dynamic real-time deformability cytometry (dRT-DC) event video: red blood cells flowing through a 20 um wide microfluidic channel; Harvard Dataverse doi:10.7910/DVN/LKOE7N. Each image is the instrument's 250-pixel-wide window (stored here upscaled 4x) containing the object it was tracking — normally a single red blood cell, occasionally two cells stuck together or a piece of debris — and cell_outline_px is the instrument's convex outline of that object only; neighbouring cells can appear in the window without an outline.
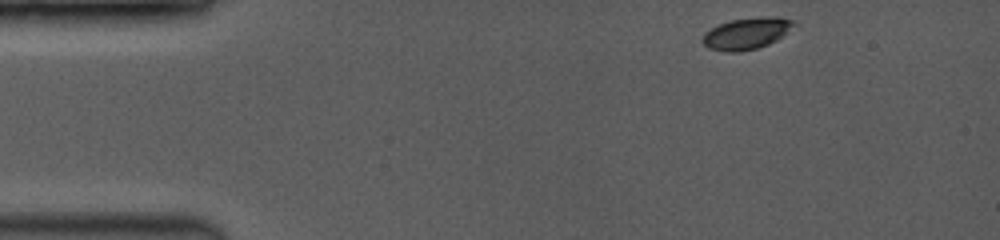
{"species": "common noctule bat (a hibernating species)", "species_latin": "Nyctalus noctula", "temperature_condition": "room temperature", "stored_images_in_passage": 41, "camera_frame_rate_fps": 3500, "um_per_image_px": 0.085, "animal": {"sex": "female", "body_mass_g": 19.0, "forearm_length_mm": 53.3}, "frame": {"image": 1, "passage_image": 1, "time_ms": 0.0, "image_size_px": [1000, 240], "cell_outline_px": [[796, 24], [784, 36], [768, 44], [756, 48], [740, 52], [724, 52], [708, 48], [700, 40], [704, 32], [720, 24], [732, 20], [776, 16], [780, 16], [792, 20]], "centroid_in_image_um": [63.45, 2.86], "position_along_channel_um": 21.5, "area_um2": 16.76}}
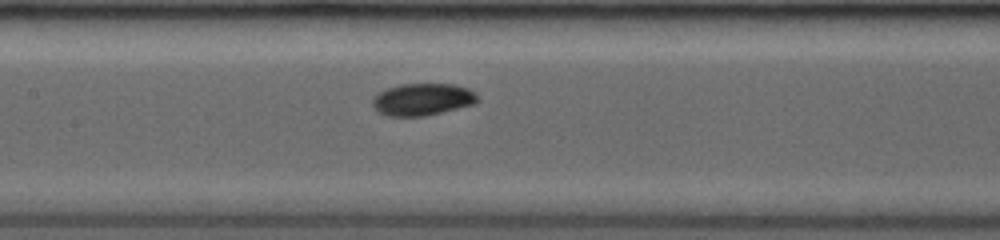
{"frame": {"image": 2, "passage_image": 19, "time_ms": 5.714, "image_size_px": [1000, 240], "cell_outline_px": [[476, 104], [424, 116], [388, 116], [376, 112], [372, 104], [372, 96], [388, 88], [400, 84], [452, 84], [468, 88], [476, 96]], "centroid_in_image_um": [35.85, 8.46], "position_along_channel_um": 171.5, "area_um2": 19.59}}
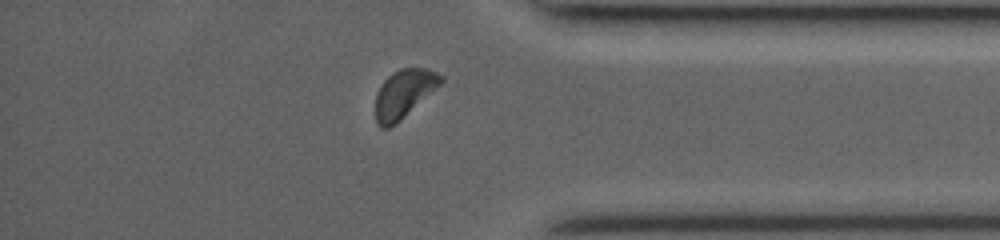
{"frame": {"image": 3, "passage_image": 35, "time_ms": 11.429, "image_size_px": [1000, 240], "cell_outline_px": [[444, 80], [440, 84], [396, 124], [388, 128], [380, 128], [376, 124], [376, 92], [380, 84], [392, 72], [400, 68], [424, 68], [436, 72], [444, 76]], "centroid_in_image_um": [34.3, 7.96], "position_along_channel_um": 400.9, "area_um2": 18.26}, "authors_computed_cell_mechanics": {"area_um2": 18.6694, "velocity_mm_per_s": 4.0929, "shape_relaxation_time_tau1_ms": 1.7363, "shape_relaxation_time_tau2_ms": null, "deformation_change_tau1": 0.0786, "deformation_change_tau2": null}}